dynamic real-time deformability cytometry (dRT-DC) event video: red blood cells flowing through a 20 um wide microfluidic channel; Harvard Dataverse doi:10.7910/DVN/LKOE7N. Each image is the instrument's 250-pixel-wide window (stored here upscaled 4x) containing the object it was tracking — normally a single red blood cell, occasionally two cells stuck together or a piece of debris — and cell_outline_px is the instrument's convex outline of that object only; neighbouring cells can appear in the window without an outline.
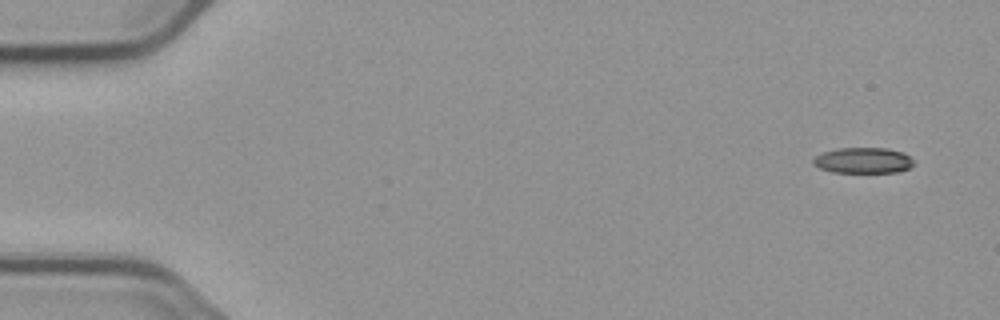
{"species": "common noctule bat (a hibernating species)", "species_latin": "Nyctalus noctula", "temperature_condition": "cold", "stored_images_in_passage": 4, "camera_frame_rate_fps": 3000, "um_per_image_px": 0.085, "animal": {"sex": "male", "body_mass_g": 23.1, "forearm_length_mm": 52.7}, "frame": {"image": 1, "passage_image": 1, "time_ms": 0.0, "image_size_px": [1000, 320], "cell_outline_px": [[916, 164], [908, 168], [896, 172], [832, 172], [820, 168], [812, 164], [812, 160], [816, 156], [824, 152], [836, 148], [888, 148], [904, 152]], "centroid_in_image_um": [73.37, 13.63], "position_along_channel_um": 11.6, "area_um2": 15.09}}